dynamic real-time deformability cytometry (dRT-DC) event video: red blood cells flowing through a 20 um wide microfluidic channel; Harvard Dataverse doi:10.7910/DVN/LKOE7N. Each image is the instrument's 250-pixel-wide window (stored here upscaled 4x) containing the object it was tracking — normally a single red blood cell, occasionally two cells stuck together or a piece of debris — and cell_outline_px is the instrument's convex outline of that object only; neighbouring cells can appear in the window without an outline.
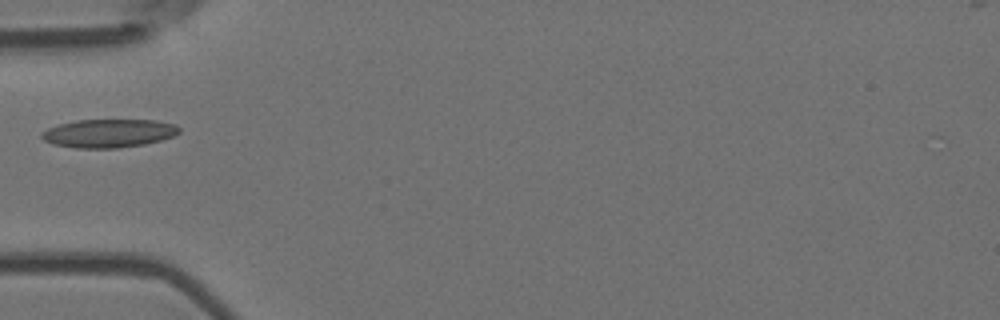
{"species": "Egyptian fruit bat (a non-hibernating species)", "species_latin": "Rousettus aegyptiacus", "temperature_condition": "room temperature", "stored_images_in_passage": 2, "camera_frame_rate_fps": 3000, "um_per_image_px": 0.085, "animal": {"sex": "female"}, "frame": {"image": 1, "passage_image": 1, "time_ms": 0.0, "image_size_px": [1000, 320], "cell_outline_px": [[180, 132], [172, 136], [160, 140], [144, 144], [116, 148], [76, 148], [52, 144], [44, 140], [40, 136], [40, 132], [48, 128], [60, 124], [76, 120], [156, 120], [176, 124], [180, 128]], "centroid_in_image_um": [9.22, 11.32], "position_along_channel_um": 75.8, "area_um2": 22.77}}
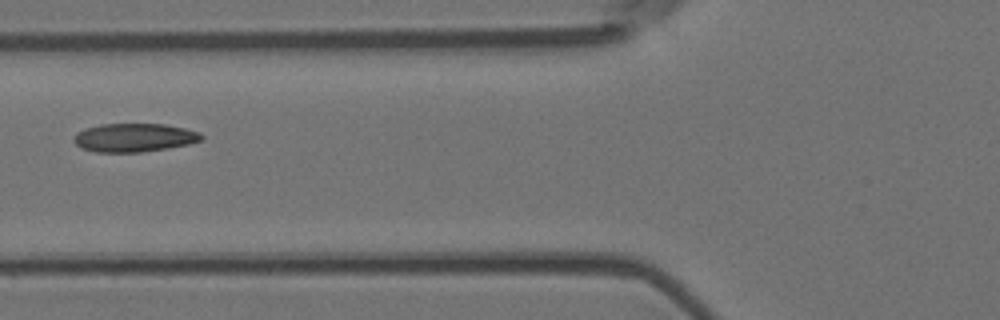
{"frame": {"image": 2, "passage_image": 2, "time_ms": 0.333, "image_size_px": [1000, 320], "cell_outline_px": [[204, 136], [200, 140], [188, 144], [168, 148], [140, 152], [96, 152], [80, 148], [72, 140], [76, 132], [100, 124], [164, 124], [184, 128], [200, 132]], "centroid_in_image_um": [11.38, 11.7], "position_along_channel_um": 114.4, "area_um2": 21.15}}